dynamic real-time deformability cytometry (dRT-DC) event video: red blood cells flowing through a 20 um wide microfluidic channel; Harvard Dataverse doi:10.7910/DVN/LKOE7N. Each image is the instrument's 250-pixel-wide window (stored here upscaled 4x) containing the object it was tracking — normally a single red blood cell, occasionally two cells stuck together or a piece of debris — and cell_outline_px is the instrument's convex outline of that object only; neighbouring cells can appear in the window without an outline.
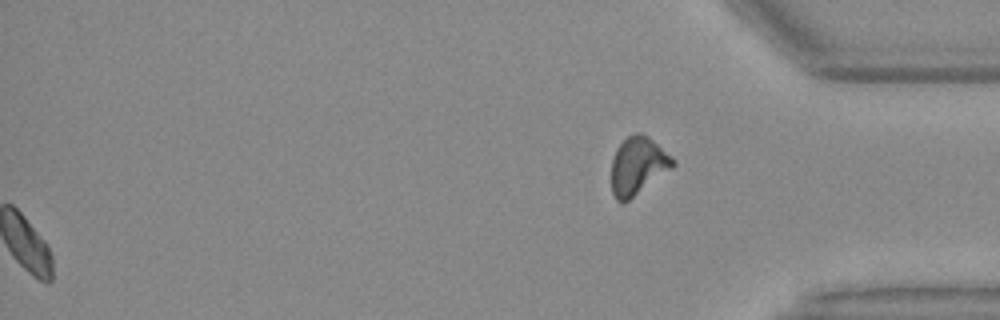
{"species": "Egyptian fruit bat (a non-hibernating species)", "species_latin": "Rousettus aegyptiacus", "temperature_condition": "warm", "stored_images_in_passage": 45, "segment_of_instrument_passage": [2, 2], "camera_frame_rate_fps": 3000, "um_per_image_px": 0.085, "animal": {"sex": "female"}, "frame": {"image": 1, "passage_image": 45, "time_ms": 14.667, "image_size_px": [1000, 320], "cell_outline_px": [[676, 164], [672, 168], [628, 200], [620, 204], [616, 200], [612, 192], [612, 160], [616, 148], [628, 136], [636, 132], [640, 132], [648, 136], [672, 156], [676, 160]], "centroid_in_image_um": [54.22, 14.08], "position_along_channel_um": 381.0, "area_um2": 20.52}}